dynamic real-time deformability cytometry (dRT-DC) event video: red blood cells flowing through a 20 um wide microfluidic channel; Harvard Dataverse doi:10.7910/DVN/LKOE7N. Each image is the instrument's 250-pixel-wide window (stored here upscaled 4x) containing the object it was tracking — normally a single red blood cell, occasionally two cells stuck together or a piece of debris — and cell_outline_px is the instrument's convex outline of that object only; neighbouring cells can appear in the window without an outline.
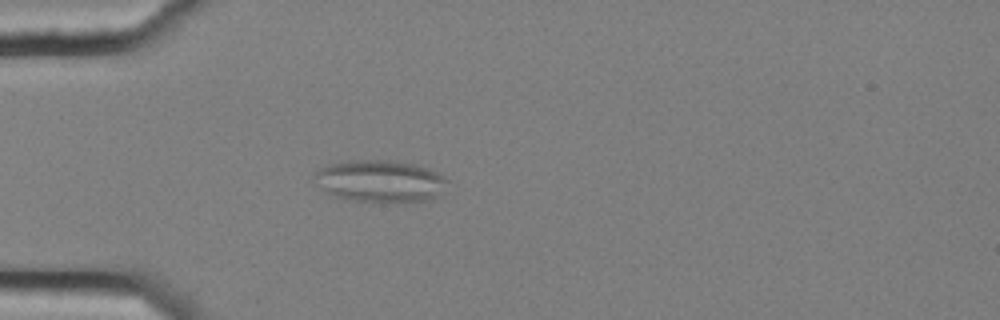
{"species": "common noctule bat (a hibernating species)", "species_latin": "Nyctalus noctula", "temperature_condition": "cold", "stored_images_in_passage": 3, "camera_frame_rate_fps": 3000, "um_per_image_px": 0.085, "animal": {"sex": "female", "body_mass_g": 25.1}, "frame": {"image": 1, "passage_image": 3, "time_ms": 0.667, "image_size_px": [1000, 320], "cell_outline_px": [[448, 180], [444, 192], [428, 200], [384, 204], [344, 200], [312, 184], [312, 176], [320, 168], [328, 164], [352, 160], [396, 160], [416, 164], [428, 168], [444, 176]], "centroid_in_image_um": [32.29, 15.42], "position_along_channel_um": 52.7, "area_um2": 33.7}}